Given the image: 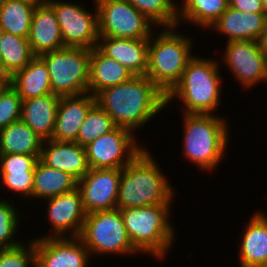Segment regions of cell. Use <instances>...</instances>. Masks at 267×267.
Returning <instances> with one entry per match:
<instances>
[{"mask_svg":"<svg viewBox=\"0 0 267 267\" xmlns=\"http://www.w3.org/2000/svg\"><path fill=\"white\" fill-rule=\"evenodd\" d=\"M79 238L89 250L91 259L95 255H140L127 235L123 217L117 208L86 214Z\"/></svg>","mask_w":267,"mask_h":267,"instance_id":"7","label":"cell"},{"mask_svg":"<svg viewBox=\"0 0 267 267\" xmlns=\"http://www.w3.org/2000/svg\"><path fill=\"white\" fill-rule=\"evenodd\" d=\"M7 0H0V7L6 2Z\"/></svg>","mask_w":267,"mask_h":267,"instance_id":"43","label":"cell"},{"mask_svg":"<svg viewBox=\"0 0 267 267\" xmlns=\"http://www.w3.org/2000/svg\"><path fill=\"white\" fill-rule=\"evenodd\" d=\"M220 66L225 65L242 90L267 83V55L257 41L225 42ZM258 84V85H257Z\"/></svg>","mask_w":267,"mask_h":267,"instance_id":"12","label":"cell"},{"mask_svg":"<svg viewBox=\"0 0 267 267\" xmlns=\"http://www.w3.org/2000/svg\"><path fill=\"white\" fill-rule=\"evenodd\" d=\"M14 89L22 100L52 93L47 65L39 56H35L24 69L17 72Z\"/></svg>","mask_w":267,"mask_h":267,"instance_id":"27","label":"cell"},{"mask_svg":"<svg viewBox=\"0 0 267 267\" xmlns=\"http://www.w3.org/2000/svg\"><path fill=\"white\" fill-rule=\"evenodd\" d=\"M262 4H263V12L267 18V0H262Z\"/></svg>","mask_w":267,"mask_h":267,"instance_id":"41","label":"cell"},{"mask_svg":"<svg viewBox=\"0 0 267 267\" xmlns=\"http://www.w3.org/2000/svg\"><path fill=\"white\" fill-rule=\"evenodd\" d=\"M96 104L91 93L78 96H61L57 107L55 129L52 139L77 142L78 131L89 110Z\"/></svg>","mask_w":267,"mask_h":267,"instance_id":"16","label":"cell"},{"mask_svg":"<svg viewBox=\"0 0 267 267\" xmlns=\"http://www.w3.org/2000/svg\"><path fill=\"white\" fill-rule=\"evenodd\" d=\"M133 76L122 64L107 57L97 47L91 49L88 93L96 96L103 89L125 83Z\"/></svg>","mask_w":267,"mask_h":267,"instance_id":"23","label":"cell"},{"mask_svg":"<svg viewBox=\"0 0 267 267\" xmlns=\"http://www.w3.org/2000/svg\"><path fill=\"white\" fill-rule=\"evenodd\" d=\"M4 31L2 30V28L0 27V42H1V39H2V35H3ZM0 52H1V49H0ZM0 57H1V53H0Z\"/></svg>","mask_w":267,"mask_h":267,"instance_id":"42","label":"cell"},{"mask_svg":"<svg viewBox=\"0 0 267 267\" xmlns=\"http://www.w3.org/2000/svg\"><path fill=\"white\" fill-rule=\"evenodd\" d=\"M100 37L149 39L157 26L127 0H94Z\"/></svg>","mask_w":267,"mask_h":267,"instance_id":"9","label":"cell"},{"mask_svg":"<svg viewBox=\"0 0 267 267\" xmlns=\"http://www.w3.org/2000/svg\"><path fill=\"white\" fill-rule=\"evenodd\" d=\"M258 43L262 51L267 55V20H266L265 27L261 33Z\"/></svg>","mask_w":267,"mask_h":267,"instance_id":"39","label":"cell"},{"mask_svg":"<svg viewBox=\"0 0 267 267\" xmlns=\"http://www.w3.org/2000/svg\"><path fill=\"white\" fill-rule=\"evenodd\" d=\"M41 155L0 154V173L35 171Z\"/></svg>","mask_w":267,"mask_h":267,"instance_id":"36","label":"cell"},{"mask_svg":"<svg viewBox=\"0 0 267 267\" xmlns=\"http://www.w3.org/2000/svg\"><path fill=\"white\" fill-rule=\"evenodd\" d=\"M182 156L197 166L213 173L222 160L226 159L230 128L228 119L214 114L182 113Z\"/></svg>","mask_w":267,"mask_h":267,"instance_id":"4","label":"cell"},{"mask_svg":"<svg viewBox=\"0 0 267 267\" xmlns=\"http://www.w3.org/2000/svg\"><path fill=\"white\" fill-rule=\"evenodd\" d=\"M34 172L0 173V183L3 184L2 188L6 187L5 189L9 190L6 192L23 197V201L26 199V203L27 199L30 200L32 198Z\"/></svg>","mask_w":267,"mask_h":267,"instance_id":"35","label":"cell"},{"mask_svg":"<svg viewBox=\"0 0 267 267\" xmlns=\"http://www.w3.org/2000/svg\"><path fill=\"white\" fill-rule=\"evenodd\" d=\"M91 49L64 47L41 54L51 79L52 93L78 96L88 93Z\"/></svg>","mask_w":267,"mask_h":267,"instance_id":"8","label":"cell"},{"mask_svg":"<svg viewBox=\"0 0 267 267\" xmlns=\"http://www.w3.org/2000/svg\"><path fill=\"white\" fill-rule=\"evenodd\" d=\"M172 206L159 204L120 209L133 247L140 254L149 255L158 262L168 256L176 242V226L170 220Z\"/></svg>","mask_w":267,"mask_h":267,"instance_id":"5","label":"cell"},{"mask_svg":"<svg viewBox=\"0 0 267 267\" xmlns=\"http://www.w3.org/2000/svg\"><path fill=\"white\" fill-rule=\"evenodd\" d=\"M48 221L52 230L34 238L79 237L86 212L80 190H75L44 199ZM69 235V236H68Z\"/></svg>","mask_w":267,"mask_h":267,"instance_id":"13","label":"cell"},{"mask_svg":"<svg viewBox=\"0 0 267 267\" xmlns=\"http://www.w3.org/2000/svg\"><path fill=\"white\" fill-rule=\"evenodd\" d=\"M97 48L122 64L134 76L146 75L149 39L100 37Z\"/></svg>","mask_w":267,"mask_h":267,"instance_id":"18","label":"cell"},{"mask_svg":"<svg viewBox=\"0 0 267 267\" xmlns=\"http://www.w3.org/2000/svg\"><path fill=\"white\" fill-rule=\"evenodd\" d=\"M158 28L178 26L177 0H127Z\"/></svg>","mask_w":267,"mask_h":267,"instance_id":"29","label":"cell"},{"mask_svg":"<svg viewBox=\"0 0 267 267\" xmlns=\"http://www.w3.org/2000/svg\"><path fill=\"white\" fill-rule=\"evenodd\" d=\"M177 28H157V33L154 31L149 38L145 76L165 95L179 82L188 61L194 56L192 48H195V38L180 33Z\"/></svg>","mask_w":267,"mask_h":267,"instance_id":"6","label":"cell"},{"mask_svg":"<svg viewBox=\"0 0 267 267\" xmlns=\"http://www.w3.org/2000/svg\"><path fill=\"white\" fill-rule=\"evenodd\" d=\"M266 213L256 210L244 225L237 255L241 267H267Z\"/></svg>","mask_w":267,"mask_h":267,"instance_id":"17","label":"cell"},{"mask_svg":"<svg viewBox=\"0 0 267 267\" xmlns=\"http://www.w3.org/2000/svg\"><path fill=\"white\" fill-rule=\"evenodd\" d=\"M266 16L264 13H244L228 7L221 16L211 25V29L229 41H259L265 27Z\"/></svg>","mask_w":267,"mask_h":267,"instance_id":"20","label":"cell"},{"mask_svg":"<svg viewBox=\"0 0 267 267\" xmlns=\"http://www.w3.org/2000/svg\"><path fill=\"white\" fill-rule=\"evenodd\" d=\"M0 267H36L34 241L11 248L0 249Z\"/></svg>","mask_w":267,"mask_h":267,"instance_id":"33","label":"cell"},{"mask_svg":"<svg viewBox=\"0 0 267 267\" xmlns=\"http://www.w3.org/2000/svg\"><path fill=\"white\" fill-rule=\"evenodd\" d=\"M78 187V180L71 174L47 166L40 158L35 165L33 192L30 200L48 199L71 192Z\"/></svg>","mask_w":267,"mask_h":267,"instance_id":"24","label":"cell"},{"mask_svg":"<svg viewBox=\"0 0 267 267\" xmlns=\"http://www.w3.org/2000/svg\"><path fill=\"white\" fill-rule=\"evenodd\" d=\"M0 60L16 72L24 69L35 57L27 38L4 32L0 42Z\"/></svg>","mask_w":267,"mask_h":267,"instance_id":"30","label":"cell"},{"mask_svg":"<svg viewBox=\"0 0 267 267\" xmlns=\"http://www.w3.org/2000/svg\"><path fill=\"white\" fill-rule=\"evenodd\" d=\"M116 127L112 118L96 103L89 110L78 131L77 143L85 147L100 136L110 133Z\"/></svg>","mask_w":267,"mask_h":267,"instance_id":"32","label":"cell"},{"mask_svg":"<svg viewBox=\"0 0 267 267\" xmlns=\"http://www.w3.org/2000/svg\"><path fill=\"white\" fill-rule=\"evenodd\" d=\"M22 99L14 88L0 91V130L21 118Z\"/></svg>","mask_w":267,"mask_h":267,"instance_id":"34","label":"cell"},{"mask_svg":"<svg viewBox=\"0 0 267 267\" xmlns=\"http://www.w3.org/2000/svg\"><path fill=\"white\" fill-rule=\"evenodd\" d=\"M36 6L25 0H7L0 7V27L4 32L28 38Z\"/></svg>","mask_w":267,"mask_h":267,"instance_id":"28","label":"cell"},{"mask_svg":"<svg viewBox=\"0 0 267 267\" xmlns=\"http://www.w3.org/2000/svg\"><path fill=\"white\" fill-rule=\"evenodd\" d=\"M32 240L36 251V267H89L91 255L79 237Z\"/></svg>","mask_w":267,"mask_h":267,"instance_id":"15","label":"cell"},{"mask_svg":"<svg viewBox=\"0 0 267 267\" xmlns=\"http://www.w3.org/2000/svg\"><path fill=\"white\" fill-rule=\"evenodd\" d=\"M122 169H94L78 181L86 214L117 208Z\"/></svg>","mask_w":267,"mask_h":267,"instance_id":"14","label":"cell"},{"mask_svg":"<svg viewBox=\"0 0 267 267\" xmlns=\"http://www.w3.org/2000/svg\"><path fill=\"white\" fill-rule=\"evenodd\" d=\"M27 40L35 56L64 48L55 12L46 2L37 5L33 12Z\"/></svg>","mask_w":267,"mask_h":267,"instance_id":"21","label":"cell"},{"mask_svg":"<svg viewBox=\"0 0 267 267\" xmlns=\"http://www.w3.org/2000/svg\"><path fill=\"white\" fill-rule=\"evenodd\" d=\"M43 140L23 121L0 130V154L41 155Z\"/></svg>","mask_w":267,"mask_h":267,"instance_id":"26","label":"cell"},{"mask_svg":"<svg viewBox=\"0 0 267 267\" xmlns=\"http://www.w3.org/2000/svg\"><path fill=\"white\" fill-rule=\"evenodd\" d=\"M60 96L46 94L22 100L21 118L43 141L52 139Z\"/></svg>","mask_w":267,"mask_h":267,"instance_id":"22","label":"cell"},{"mask_svg":"<svg viewBox=\"0 0 267 267\" xmlns=\"http://www.w3.org/2000/svg\"><path fill=\"white\" fill-rule=\"evenodd\" d=\"M151 152L146 148L122 168L117 209L173 204L177 190Z\"/></svg>","mask_w":267,"mask_h":267,"instance_id":"3","label":"cell"},{"mask_svg":"<svg viewBox=\"0 0 267 267\" xmlns=\"http://www.w3.org/2000/svg\"><path fill=\"white\" fill-rule=\"evenodd\" d=\"M228 7V0L178 1V27H182L181 23H190L200 27L198 29L208 30Z\"/></svg>","mask_w":267,"mask_h":267,"instance_id":"25","label":"cell"},{"mask_svg":"<svg viewBox=\"0 0 267 267\" xmlns=\"http://www.w3.org/2000/svg\"><path fill=\"white\" fill-rule=\"evenodd\" d=\"M25 1H28V2H31V3H35L37 5H40V4H43L46 2V0H25Z\"/></svg>","mask_w":267,"mask_h":267,"instance_id":"40","label":"cell"},{"mask_svg":"<svg viewBox=\"0 0 267 267\" xmlns=\"http://www.w3.org/2000/svg\"><path fill=\"white\" fill-rule=\"evenodd\" d=\"M147 147L137 141L136 133L116 127L85 146L87 161L94 169H122Z\"/></svg>","mask_w":267,"mask_h":267,"instance_id":"11","label":"cell"},{"mask_svg":"<svg viewBox=\"0 0 267 267\" xmlns=\"http://www.w3.org/2000/svg\"><path fill=\"white\" fill-rule=\"evenodd\" d=\"M15 207L9 198L5 200L2 197L0 199V249L16 248L24 243L20 239L21 237L18 238V230H20L19 226L21 225L19 215L22 213Z\"/></svg>","mask_w":267,"mask_h":267,"instance_id":"31","label":"cell"},{"mask_svg":"<svg viewBox=\"0 0 267 267\" xmlns=\"http://www.w3.org/2000/svg\"><path fill=\"white\" fill-rule=\"evenodd\" d=\"M17 72L0 60V86L3 89L15 88Z\"/></svg>","mask_w":267,"mask_h":267,"instance_id":"38","label":"cell"},{"mask_svg":"<svg viewBox=\"0 0 267 267\" xmlns=\"http://www.w3.org/2000/svg\"><path fill=\"white\" fill-rule=\"evenodd\" d=\"M194 55L179 82L166 95V105L178 99L180 113L214 114L221 104L223 86L220 62L216 58ZM171 102V103H170Z\"/></svg>","mask_w":267,"mask_h":267,"instance_id":"2","label":"cell"},{"mask_svg":"<svg viewBox=\"0 0 267 267\" xmlns=\"http://www.w3.org/2000/svg\"><path fill=\"white\" fill-rule=\"evenodd\" d=\"M40 159L49 167L71 174L78 181L89 171L85 147L77 142L45 140Z\"/></svg>","mask_w":267,"mask_h":267,"instance_id":"19","label":"cell"},{"mask_svg":"<svg viewBox=\"0 0 267 267\" xmlns=\"http://www.w3.org/2000/svg\"><path fill=\"white\" fill-rule=\"evenodd\" d=\"M93 2L95 10L88 11L82 2L78 4L72 0H46L60 25L64 47H97L100 38L98 11L94 0Z\"/></svg>","mask_w":267,"mask_h":267,"instance_id":"10","label":"cell"},{"mask_svg":"<svg viewBox=\"0 0 267 267\" xmlns=\"http://www.w3.org/2000/svg\"><path fill=\"white\" fill-rule=\"evenodd\" d=\"M95 97L117 127L134 133L167 108L166 95L146 76H133L125 83L103 89Z\"/></svg>","mask_w":267,"mask_h":267,"instance_id":"1","label":"cell"},{"mask_svg":"<svg viewBox=\"0 0 267 267\" xmlns=\"http://www.w3.org/2000/svg\"><path fill=\"white\" fill-rule=\"evenodd\" d=\"M229 7L244 13H264L262 0H228Z\"/></svg>","mask_w":267,"mask_h":267,"instance_id":"37","label":"cell"}]
</instances>
